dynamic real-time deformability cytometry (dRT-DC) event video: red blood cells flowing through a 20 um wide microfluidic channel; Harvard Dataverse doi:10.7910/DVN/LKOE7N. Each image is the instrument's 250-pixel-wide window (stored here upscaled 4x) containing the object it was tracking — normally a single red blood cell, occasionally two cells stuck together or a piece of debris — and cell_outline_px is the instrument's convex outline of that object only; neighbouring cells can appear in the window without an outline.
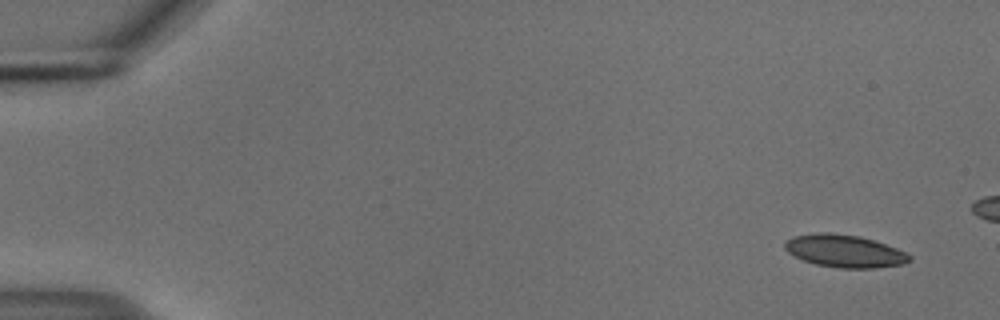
{"species": "common noctule bat (a hibernating species)", "species_latin": "Nyctalus noctula", "temperature_condition": "cold", "stored_images_in_passage": 17, "camera_frame_rate_fps": 3000, "um_per_image_px": 0.085, "animal": {"sex": "male", "body_mass_g": 18.8}, "frame": {"image": 1, "passage_image": 3, "time_ms": 0.667, "image_size_px": [1000, 320], "cell_outline_px": [[912, 260], [904, 264], [872, 268], [840, 268], [816, 264], [804, 260], [788, 252], [784, 248], [784, 244], [792, 236], [820, 232], [828, 232], [860, 236], [896, 248], [912, 256]], "centroid_in_image_um": [71.79, 21.34], "position_along_channel_um": 13.2, "area_um2": 23.47}}